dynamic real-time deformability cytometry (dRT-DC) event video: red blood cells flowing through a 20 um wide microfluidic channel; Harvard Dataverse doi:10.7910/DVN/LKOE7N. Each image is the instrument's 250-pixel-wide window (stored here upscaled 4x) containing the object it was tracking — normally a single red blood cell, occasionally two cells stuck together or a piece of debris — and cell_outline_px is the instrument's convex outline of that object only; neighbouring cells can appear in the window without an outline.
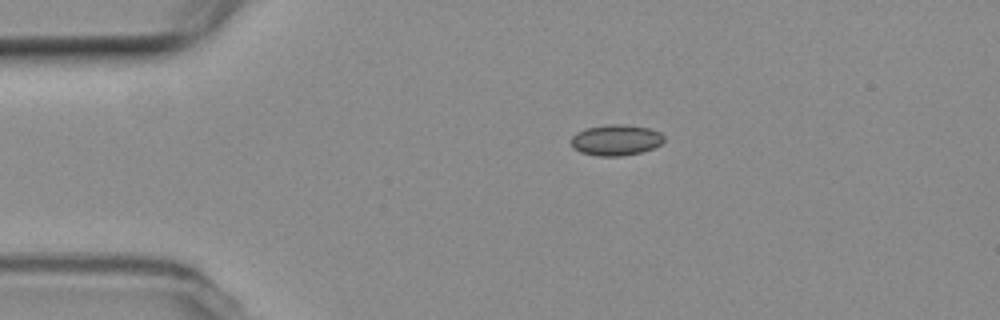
{"species": "common noctule bat (a hibernating species)", "species_latin": "Nyctalus noctula", "temperature_condition": "room temperature", "stored_images_in_passage": 31, "camera_frame_rate_fps": 3000, "um_per_image_px": 0.085, "animal": {"sex": "female", "body_mass_g": 19.3, "forearm_length_mm": 54.1}, "frame": {"image": 1, "passage_image": 1, "time_ms": 0.0, "image_size_px": [1000, 320], "cell_outline_px": [[664, 140], [660, 144], [652, 148], [640, 152], [620, 156], [596, 156], [580, 152], [572, 148], [572, 136], [576, 132], [584, 128], [608, 124], [624, 124], [648, 128], [660, 132], [664, 136]], "centroid_in_image_um": [52.32, 11.89], "position_along_channel_um": 32.7, "area_um2": 16.76}}
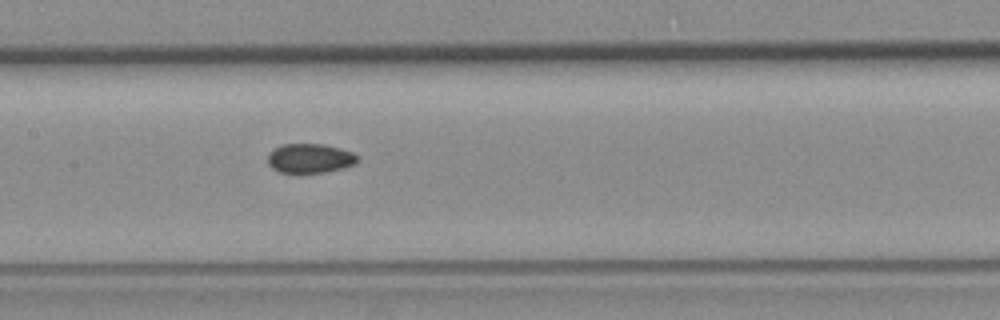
{"frame": {"image": 2, "passage_image": 17, "time_ms": 5.333, "image_size_px": [1000, 320], "cell_outline_px": [[360, 160], [356, 164], [344, 168], [324, 172], [300, 176], [280, 172], [272, 168], [268, 164], [268, 156], [276, 148], [284, 144], [324, 144], [340, 148], [352, 152], [360, 156]], "centroid_in_image_um": [26.39, 13.51], "position_along_channel_um": 181.0, "area_um2": 15.95}}
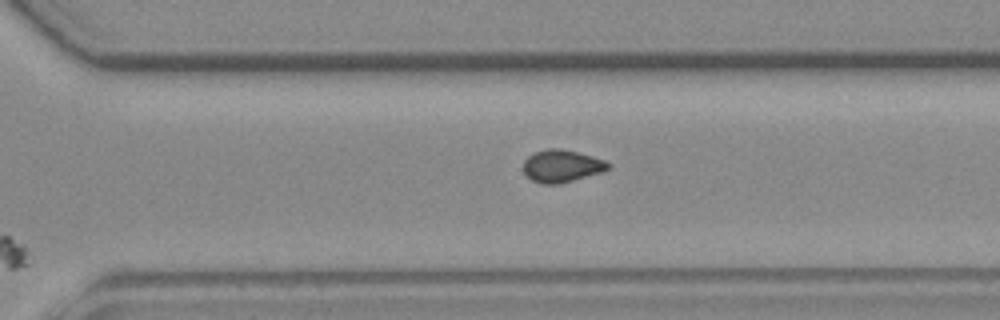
{"frame": {"image": 3, "passage_image": 29, "time_ms": 9.333, "image_size_px": [1000, 320], "cell_outline_px": [[608, 168], [604, 172], [560, 184], [540, 184], [532, 180], [524, 172], [524, 160], [528, 156], [536, 152], [548, 148], [560, 148], [592, 156], [604, 160], [608, 164]], "centroid_in_image_um": [47.74, 14.12], "position_along_channel_um": 322.9, "area_um2": 15.95}}